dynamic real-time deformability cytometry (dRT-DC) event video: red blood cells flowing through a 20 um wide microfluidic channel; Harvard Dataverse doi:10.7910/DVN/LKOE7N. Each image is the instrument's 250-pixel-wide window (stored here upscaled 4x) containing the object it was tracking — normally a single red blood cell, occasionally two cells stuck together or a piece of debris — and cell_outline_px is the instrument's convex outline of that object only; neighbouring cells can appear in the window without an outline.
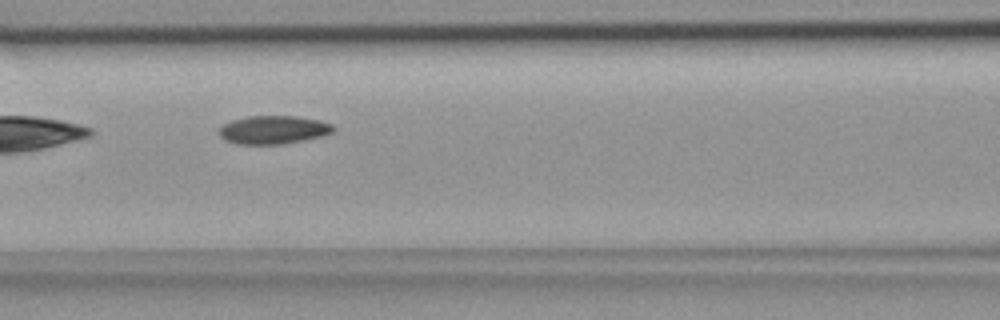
{"species": "common noctule bat (a hibernating species)", "species_latin": "Nyctalus noctula", "temperature_condition": "room temperature", "stored_images_in_passage": 12, "camera_frame_rate_fps": 3000, "um_per_image_px": 0.085, "animal": {"sex": "female", "body_mass_g": 18.4}, "frame": {"image": 1, "passage_image": 6, "time_ms": 1.667, "image_size_px": [1000, 320], "cell_outline_px": [[336, 128], [332, 132], [320, 136], [304, 140], [284, 144], [236, 144], [224, 140], [220, 136], [220, 128], [224, 124], [232, 120], [248, 116], [300, 116], [320, 120], [332, 124]], "centroid_in_image_um": [23.25, 11.03], "position_along_channel_um": 143.4, "area_um2": 18.9}}